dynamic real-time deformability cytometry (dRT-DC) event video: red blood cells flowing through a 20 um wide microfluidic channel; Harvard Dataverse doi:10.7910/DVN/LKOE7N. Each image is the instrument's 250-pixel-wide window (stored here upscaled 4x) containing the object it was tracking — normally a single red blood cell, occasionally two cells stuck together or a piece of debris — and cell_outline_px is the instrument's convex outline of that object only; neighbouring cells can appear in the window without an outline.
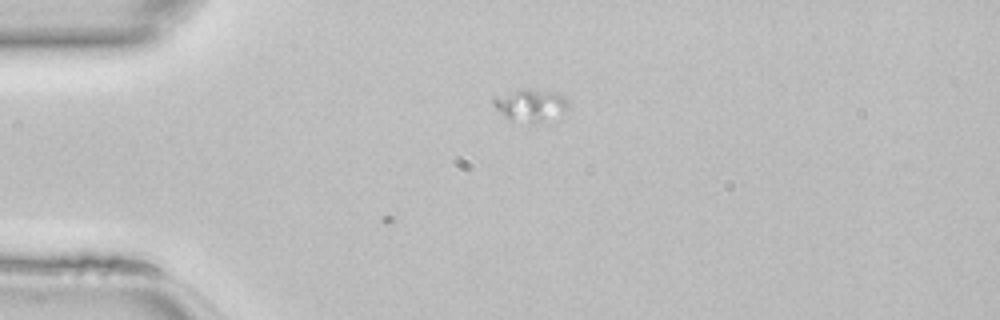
{"species": "common noctule bat (a hibernating species)", "species_latin": "Nyctalus noctula", "temperature_condition": "room temperature", "stored_images_in_passage": 6, "camera_frame_rate_fps": 3000, "um_per_image_px": 0.085, "animal": {"sex": "female", "body_mass_g": 22.7, "forearm_length_mm": 54.2}, "frame": {"image": 1, "passage_image": 1, "time_ms": 0.0, "image_size_px": [1000, 320], "cell_outline_px": [[568, 108], [560, 120], [512, 120], [500, 112], [492, 104], [492, 96], [520, 88], [528, 88], [556, 92], [564, 96], [568, 100]], "centroid_in_image_um": [45.15, 8.89], "position_along_channel_um": 39.9, "area_um2": 14.33}}
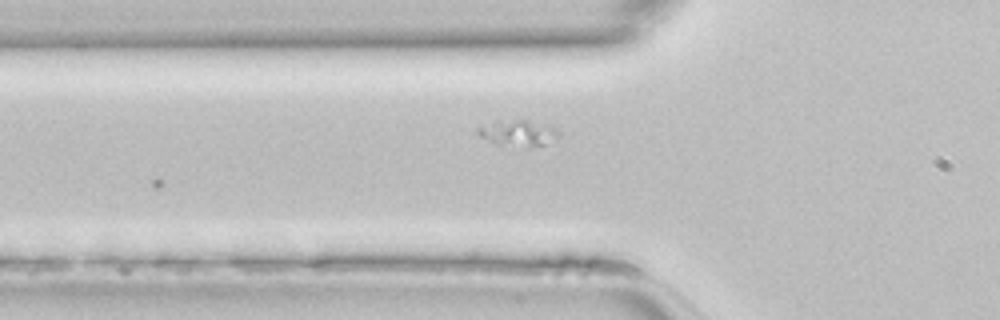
{"frame": {"image": 2, "passage_image": 6, "time_ms": 1.667, "image_size_px": [1000, 320], "cell_outline_px": [[560, 136], [544, 144], [528, 148], [524, 148], [496, 144], [480, 136], [476, 132], [476, 128], [480, 124], [516, 120], [528, 120], [548, 124], [556, 128], [560, 132]], "centroid_in_image_um": [44.05, 11.32], "position_along_channel_um": 81.7, "area_um2": 12.48}}